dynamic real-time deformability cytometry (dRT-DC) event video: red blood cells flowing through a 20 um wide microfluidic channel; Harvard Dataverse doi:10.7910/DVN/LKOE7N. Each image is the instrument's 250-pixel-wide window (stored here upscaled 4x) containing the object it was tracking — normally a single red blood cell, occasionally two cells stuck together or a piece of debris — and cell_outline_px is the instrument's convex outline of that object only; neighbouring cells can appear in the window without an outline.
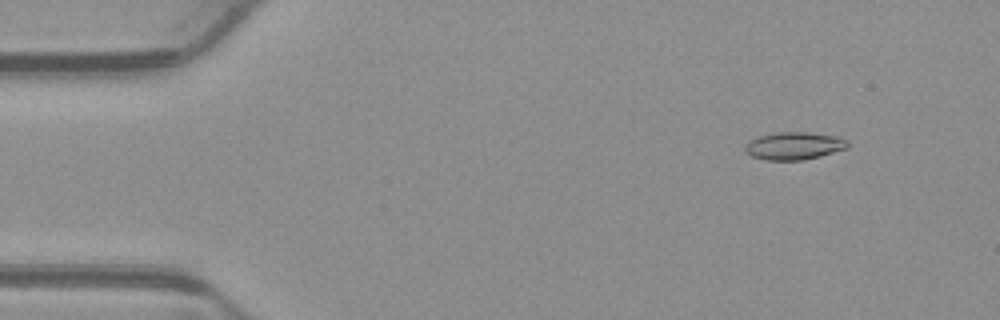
{"species": "common noctule bat (a hibernating species)", "species_latin": "Nyctalus noctula", "temperature_condition": "warm", "stored_images_in_passage": 53, "camera_frame_rate_fps": 3000, "um_per_image_px": 0.085, "animal": {"sex": "male", "body_mass_g": 23.1, "forearm_length_mm": 52.7}, "frame": {"image": 1, "passage_image": 6, "time_ms": 1.667, "image_size_px": [1000, 320], "cell_outline_px": [[848, 148], [820, 156], [804, 160], [764, 160], [752, 156], [744, 152], [744, 144], [748, 140], [756, 136], [772, 132], [808, 132], [840, 136], [848, 140]], "centroid_in_image_um": [67.46, 12.38], "position_along_channel_um": 17.5, "area_um2": 16.99}}
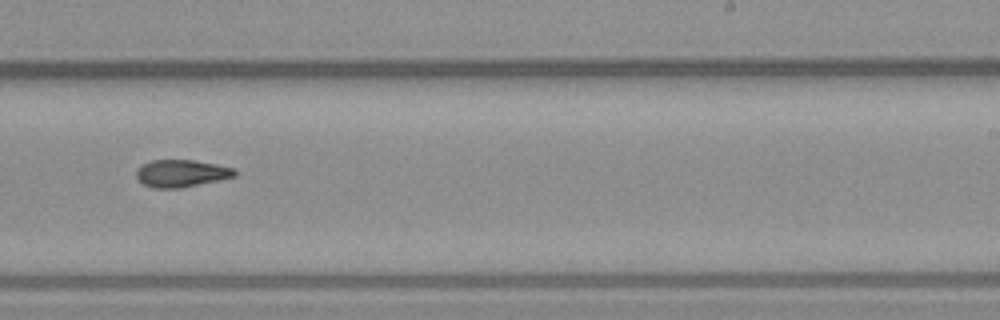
{"frame": {"image": 2, "passage_image": 33, "time_ms": 10.667, "image_size_px": [1000, 320], "cell_outline_px": [[236, 176], [220, 180], [180, 188], [152, 188], [144, 184], [136, 176], [136, 168], [152, 160], [192, 160], [216, 164], [236, 168]], "centroid_in_image_um": [15.43, 14.73], "position_along_channel_um": 273.6, "area_um2": 15.66}}
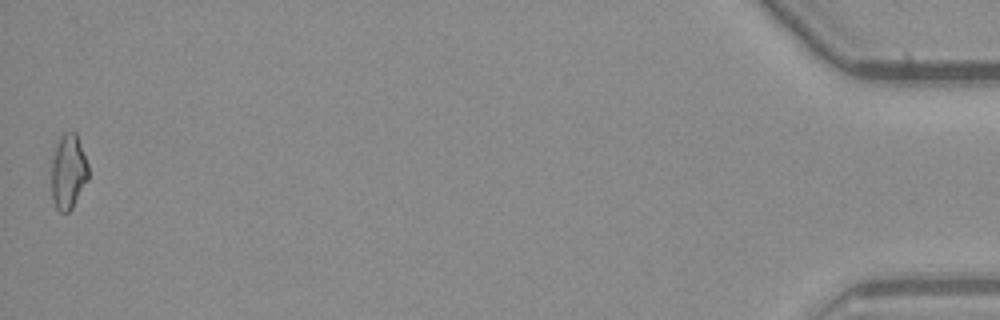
{"frame": {"image": 3, "passage_image": 53, "time_ms": 17.333, "image_size_px": [1000, 320], "cell_outline_px": [[88, 180], [72, 208], [68, 212], [60, 212], [56, 208], [52, 200], [52, 160], [56, 144], [60, 136], [64, 132], [76, 132], [88, 164]], "centroid_in_image_um": [5.81, 14.59], "position_along_channel_um": 429.4, "area_um2": 16.13}, "authors_computed_cell_mechanics": {"area_um2": 16.0106, "velocity_mm_per_s": 3.8968, "shape_relaxation_time_tau1_ms": null, "shape_relaxation_time_tau2_ms": 8.1552, "deformation_change_tau1": null, "deformation_change_tau2": 0.1725}}